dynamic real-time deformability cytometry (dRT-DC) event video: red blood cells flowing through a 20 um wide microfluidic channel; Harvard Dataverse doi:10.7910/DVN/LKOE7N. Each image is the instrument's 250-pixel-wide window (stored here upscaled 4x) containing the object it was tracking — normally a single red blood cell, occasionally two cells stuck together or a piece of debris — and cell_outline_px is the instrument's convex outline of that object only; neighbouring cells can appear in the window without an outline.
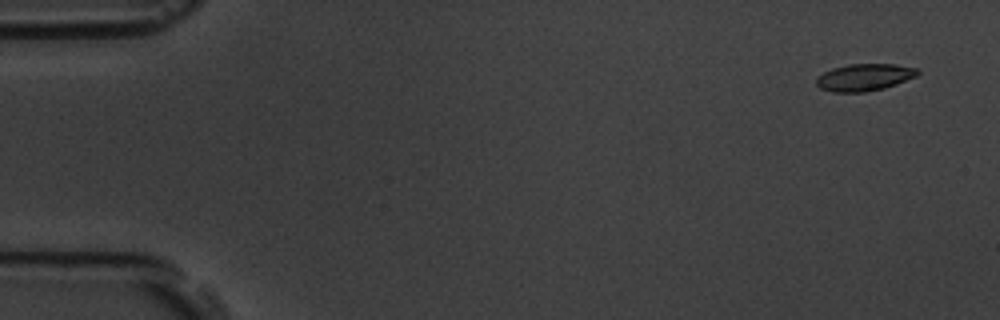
{"species": "common noctule bat (a hibernating species)", "species_latin": "Nyctalus noctula", "temperature_condition": "room temperature", "stored_images_in_passage": 5, "camera_frame_rate_fps": 3000, "um_per_image_px": 0.085, "animal": {"sex": "male", "body_mass_g": 19.5, "forearm_length_mm": 54.6}, "frame": {"image": 1, "passage_image": 1, "time_ms": 0.0, "image_size_px": [1000, 320], "cell_outline_px": [[920, 72], [916, 76], [896, 84], [884, 88], [864, 92], [832, 92], [820, 88], [816, 84], [816, 76], [832, 68], [848, 64], [896, 64], [920, 68]], "centroid_in_image_um": [73.47, 6.56], "position_along_channel_um": 11.5, "area_um2": 16.13}}
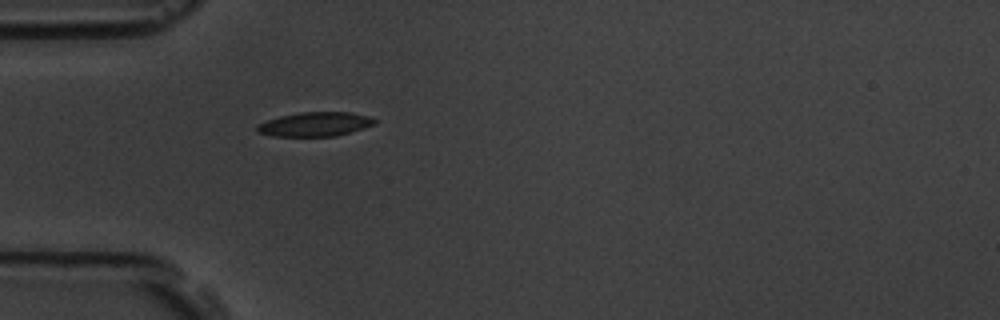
{"frame": {"image": 2, "passage_image": 5, "time_ms": 4.667, "image_size_px": [1000, 320], "cell_outline_px": [[376, 124], [364, 128], [336, 136], [272, 136], [256, 132], [256, 124], [280, 116], [300, 112], [348, 112], [372, 116], [376, 120]], "centroid_in_image_um": [26.79, 10.55], "position_along_channel_um": 58.2, "area_um2": 16.7}}